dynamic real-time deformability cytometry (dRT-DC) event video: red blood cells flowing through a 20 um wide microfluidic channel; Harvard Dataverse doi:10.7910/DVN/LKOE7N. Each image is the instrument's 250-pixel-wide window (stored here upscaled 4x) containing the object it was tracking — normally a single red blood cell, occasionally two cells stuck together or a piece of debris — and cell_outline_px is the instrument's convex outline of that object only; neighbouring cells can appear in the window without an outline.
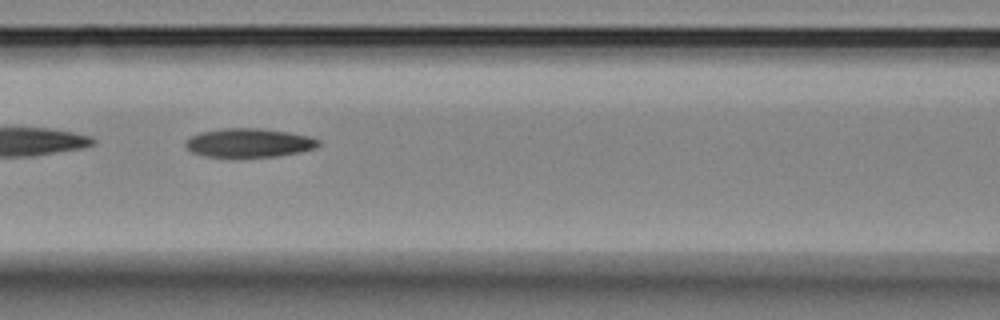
{"species": "Egyptian fruit bat (a non-hibernating species)", "species_latin": "Rousettus aegyptiacus", "temperature_condition": "room temperature", "stored_images_in_passage": 33, "camera_frame_rate_fps": 3000, "um_per_image_px": 0.085, "animal": {"sex": "female"}, "frame": {"image": 1, "passage_image": 10, "time_ms": 3.0, "image_size_px": [1000, 320], "cell_outline_px": [[320, 144], [316, 148], [300, 152], [276, 156], [204, 156], [192, 152], [184, 144], [184, 140], [200, 132], [224, 128], [256, 128], [288, 132], [312, 136], [320, 140]], "centroid_in_image_um": [21.19, 12.13], "position_along_channel_um": 145.4, "area_um2": 22.2}}
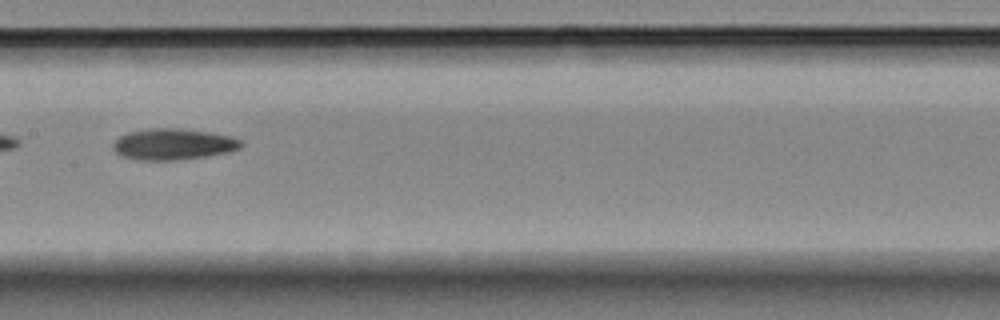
{"frame": {"image": 2, "passage_image": 14, "time_ms": 4.333, "image_size_px": [1000, 320], "cell_outline_px": [[244, 144], [240, 148], [228, 152], [204, 156], [176, 160], [136, 160], [124, 156], [116, 152], [112, 148], [112, 144], [120, 136], [128, 132], [152, 128], [180, 128], [208, 132], [228, 136], [240, 140]], "centroid_in_image_um": [14.7, 12.25], "position_along_channel_um": 192.7, "area_um2": 23.06}, "authors_computed_cell_mechanics": {"area_um2": 22.5998, "velocity_mm_per_s": 3.5462, "shape_relaxation_time_tau1_ms": 9.8967, "shape_relaxation_time_tau2_ms": 5.7336, "deformation_change_tau1": 0.2027, "deformation_change_tau2": 0.1314}}